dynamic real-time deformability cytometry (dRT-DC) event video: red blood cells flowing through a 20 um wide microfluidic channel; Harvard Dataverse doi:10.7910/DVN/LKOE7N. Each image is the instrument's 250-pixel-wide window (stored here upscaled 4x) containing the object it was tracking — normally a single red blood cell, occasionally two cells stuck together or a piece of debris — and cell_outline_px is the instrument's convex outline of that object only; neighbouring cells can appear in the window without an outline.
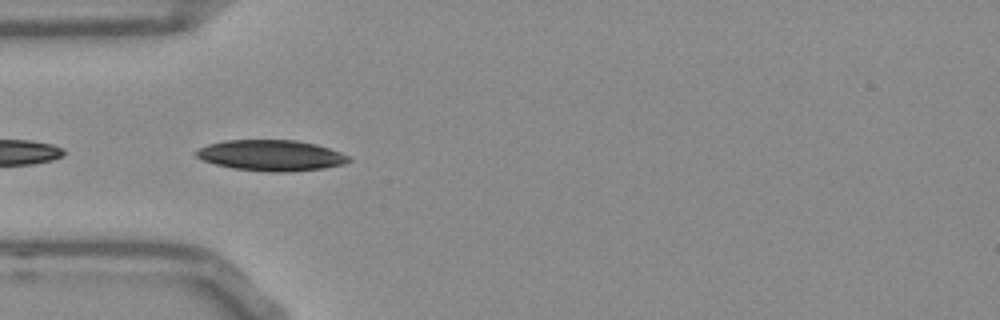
{"species": "Egyptian fruit bat (a non-hibernating species)", "species_latin": "Rousettus aegyptiacus", "temperature_condition": "room temperature", "stored_images_in_passage": 24, "camera_frame_rate_fps": 3000, "um_per_image_px": 0.085, "frame": {"image": 1, "passage_image": 16, "time_ms": 5.0, "image_size_px": [1000, 320], "cell_outline_px": [[352, 160], [344, 164], [324, 168], [280, 172], [276, 172], [232, 168], [216, 164], [204, 160], [196, 156], [192, 152], [208, 144], [224, 140], [296, 140], [316, 144], [340, 152], [348, 156]], "centroid_in_image_um": [23.03, 13.2], "position_along_channel_um": 62.0, "area_um2": 27.22}}